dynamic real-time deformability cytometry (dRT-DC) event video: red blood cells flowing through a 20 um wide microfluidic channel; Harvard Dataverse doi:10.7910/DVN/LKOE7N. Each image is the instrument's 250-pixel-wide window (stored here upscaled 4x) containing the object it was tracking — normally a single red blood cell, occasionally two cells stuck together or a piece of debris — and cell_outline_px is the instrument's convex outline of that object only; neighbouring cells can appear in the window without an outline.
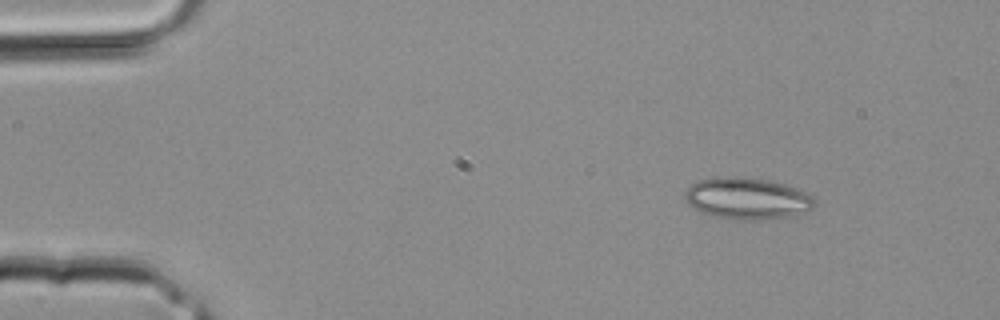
{"species": "common noctule bat (a hibernating species)", "species_latin": "Nyctalus noctula", "temperature_condition": "room temperature", "stored_images_in_passage": 1, "camera_frame_rate_fps": 3000, "um_per_image_px": 0.085, "animal": {"sex": "male", "body_mass_g": 20.4}, "frame": {"image": 1, "passage_image": 1, "time_ms": 0.0, "image_size_px": [1000, 320], "cell_outline_px": [[816, 200], [812, 208], [804, 212], [792, 216], [764, 220], [740, 220], [716, 216], [700, 212], [688, 204], [684, 200], [684, 192], [692, 184], [700, 180], [716, 176], [740, 176], [768, 180], [784, 184], [796, 188], [812, 196]], "centroid_in_image_um": [63.49, 16.87], "position_along_channel_um": 21.5, "area_um2": 31.67}}